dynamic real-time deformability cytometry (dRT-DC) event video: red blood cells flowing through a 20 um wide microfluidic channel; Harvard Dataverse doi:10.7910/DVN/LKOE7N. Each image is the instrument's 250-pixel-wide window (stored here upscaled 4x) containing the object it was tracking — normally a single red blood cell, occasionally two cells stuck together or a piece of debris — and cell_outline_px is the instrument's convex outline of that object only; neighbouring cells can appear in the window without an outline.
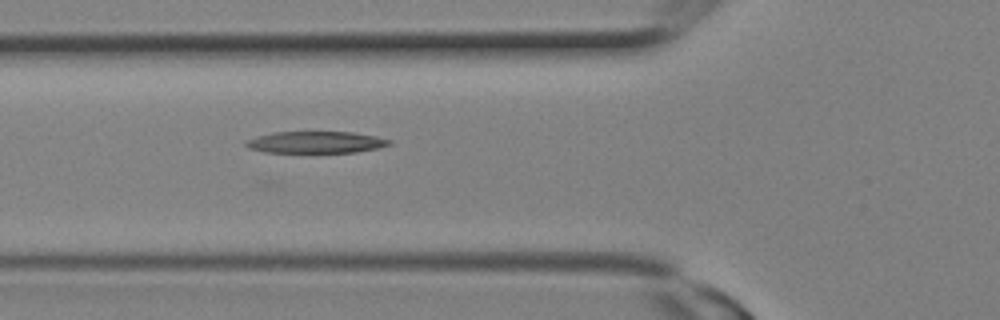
{"species": "Egyptian fruit bat (a non-hibernating species)", "species_latin": "Rousettus aegyptiacus", "temperature_condition": "room temperature", "stored_images_in_passage": 9, "camera_frame_rate_fps": 3000, "um_per_image_px": 0.085, "animal": {"sex": "female"}, "frame": {"image": 1, "passage_image": 9, "time_ms": 2.667, "image_size_px": [1000, 320], "cell_outline_px": [[392, 144], [376, 148], [356, 152], [264, 152], [248, 148], [244, 144], [244, 140], [256, 136], [272, 132], [352, 132], [376, 136], [392, 140]], "centroid_in_image_um": [26.8, 12.08], "position_along_channel_um": 99.0, "area_um2": 18.21}}